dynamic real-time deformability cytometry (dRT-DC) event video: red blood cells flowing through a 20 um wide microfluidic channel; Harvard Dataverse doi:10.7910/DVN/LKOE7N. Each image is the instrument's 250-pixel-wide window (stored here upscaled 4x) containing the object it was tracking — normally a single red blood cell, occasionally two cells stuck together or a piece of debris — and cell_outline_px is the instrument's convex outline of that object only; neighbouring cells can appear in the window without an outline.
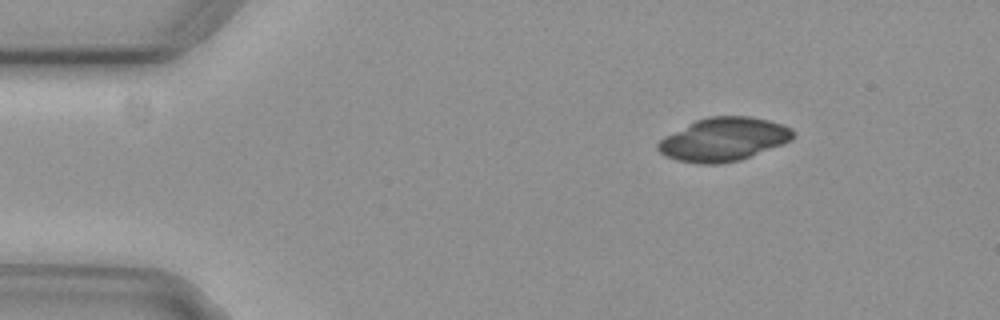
{"species": "common noctule bat (a hibernating species)", "species_latin": "Nyctalus noctula", "temperature_condition": "cold", "stored_images_in_passage": 4, "camera_frame_rate_fps": 3000, "um_per_image_px": 0.085, "animal": {"sex": "female", "body_mass_g": 29.2, "forearm_length_mm": 56.3}, "frame": {"image": 1, "passage_image": 4, "time_ms": 1.0, "image_size_px": [1000, 320], "cell_outline_px": [[796, 136], [792, 140], [784, 144], [740, 160], [720, 164], [700, 164], [676, 160], [664, 156], [656, 148], [656, 144], [664, 136], [696, 120], [708, 116], [748, 116], [768, 120], [784, 124], [792, 128], [796, 132]], "centroid_in_image_um": [61.53, 11.85], "position_along_channel_um": 23.5, "area_um2": 34.56}}